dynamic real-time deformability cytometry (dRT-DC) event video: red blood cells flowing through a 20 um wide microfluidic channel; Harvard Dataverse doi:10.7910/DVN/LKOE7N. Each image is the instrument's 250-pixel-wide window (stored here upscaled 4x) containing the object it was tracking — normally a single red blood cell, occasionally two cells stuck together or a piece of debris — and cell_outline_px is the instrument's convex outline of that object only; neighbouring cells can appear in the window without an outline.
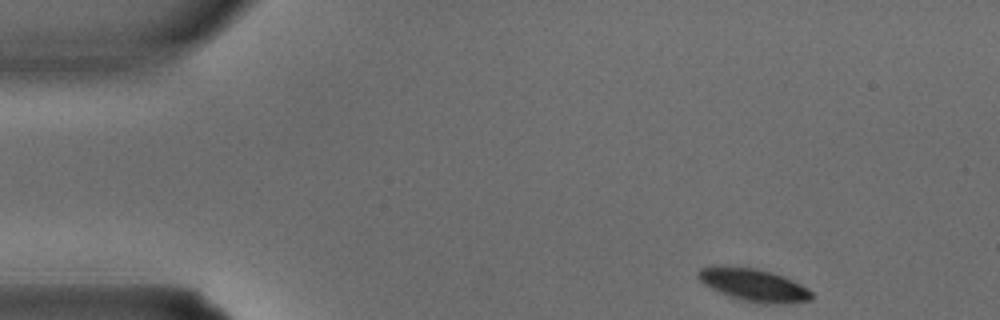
{"species": "common noctule bat (a hibernating species)", "species_latin": "Nyctalus noctula", "temperature_condition": "warm", "stored_images_in_passage": 2, "camera_frame_rate_fps": 3000, "um_per_image_px": 0.085, "animal": {"sex": "male", "body_mass_g": 15.6}, "frame": {"image": 1, "passage_image": 1, "time_ms": 0.0, "image_size_px": [1000, 320], "cell_outline_px": [[812, 300], [784, 304], [764, 304], [744, 300], [720, 292], [704, 284], [696, 276], [696, 272], [700, 268], [756, 268], [784, 276], [808, 288], [812, 292]], "centroid_in_image_um": [64.14, 24.26], "position_along_channel_um": 20.9, "area_um2": 20.92}}
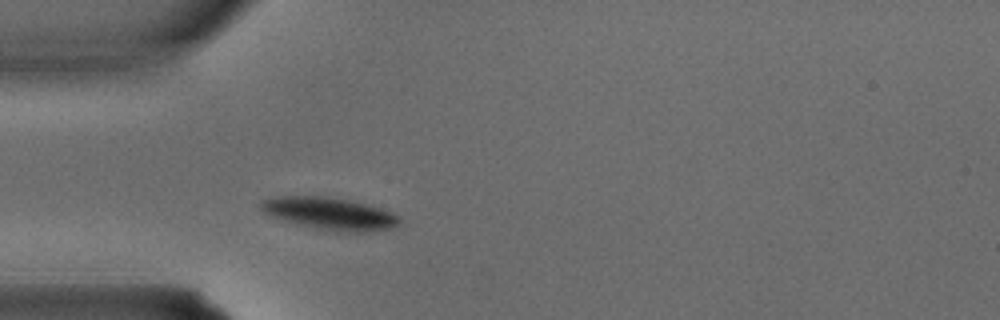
{"frame": {"image": 2, "passage_image": 2, "time_ms": 0.333, "image_size_px": [1000, 320], "cell_outline_px": [[400, 224], [392, 228], [360, 232], [336, 232], [316, 228], [284, 220], [264, 212], [260, 208], [260, 200], [272, 196], [328, 196], [348, 200], [380, 208], [400, 216]], "centroid_in_image_um": [28.02, 18.14], "position_along_channel_um": 57.0, "area_um2": 25.89}}